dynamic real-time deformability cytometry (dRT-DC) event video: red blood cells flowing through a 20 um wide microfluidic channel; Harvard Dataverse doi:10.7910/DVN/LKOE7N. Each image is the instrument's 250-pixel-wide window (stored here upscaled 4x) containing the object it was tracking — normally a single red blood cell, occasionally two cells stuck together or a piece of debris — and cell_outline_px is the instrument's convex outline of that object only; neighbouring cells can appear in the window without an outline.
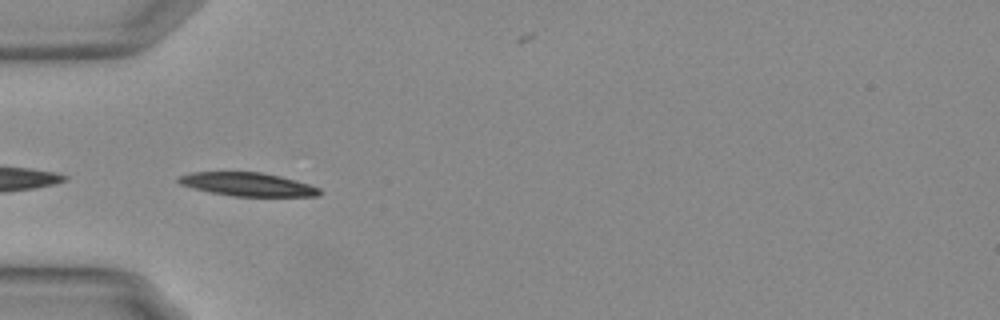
{"species": "Egyptian fruit bat (a non-hibernating species)", "species_latin": "Rousettus aegyptiacus", "temperature_condition": "warm", "stored_images_in_passage": 14, "camera_frame_rate_fps": 3000, "um_per_image_px": 0.085, "animal": {"sex": "female"}, "frame": {"image": 1, "passage_image": 1, "time_ms": 0.0, "image_size_px": [1000, 320], "cell_outline_px": [[320, 192], [316, 196], [232, 196], [212, 192], [180, 184], [176, 180], [180, 176], [192, 172], [260, 172], [280, 176], [296, 180], [320, 188]], "centroid_in_image_um": [21.05, 15.66], "position_along_channel_um": 63.9, "area_um2": 18.96}}
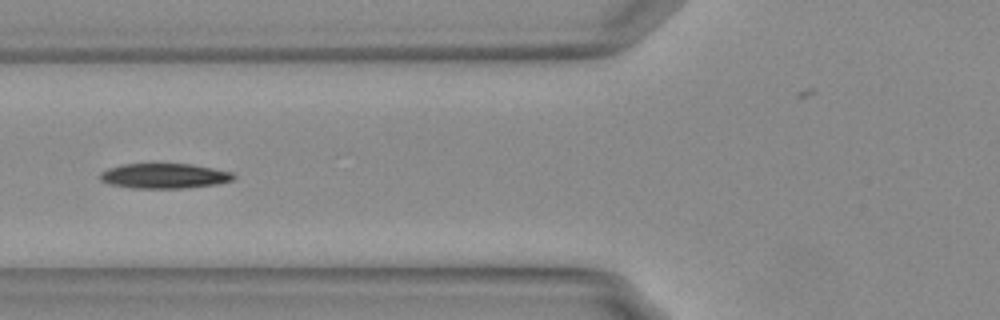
{"frame": {"image": 2, "passage_image": 5, "time_ms": 1.333, "image_size_px": [1000, 320], "cell_outline_px": [[236, 176], [232, 180], [216, 184], [180, 188], [132, 188], [112, 184], [100, 180], [100, 172], [108, 168], [124, 164], [192, 164], [232, 172]], "centroid_in_image_um": [13.96, 14.95], "position_along_channel_um": 111.8, "area_um2": 19.25}}